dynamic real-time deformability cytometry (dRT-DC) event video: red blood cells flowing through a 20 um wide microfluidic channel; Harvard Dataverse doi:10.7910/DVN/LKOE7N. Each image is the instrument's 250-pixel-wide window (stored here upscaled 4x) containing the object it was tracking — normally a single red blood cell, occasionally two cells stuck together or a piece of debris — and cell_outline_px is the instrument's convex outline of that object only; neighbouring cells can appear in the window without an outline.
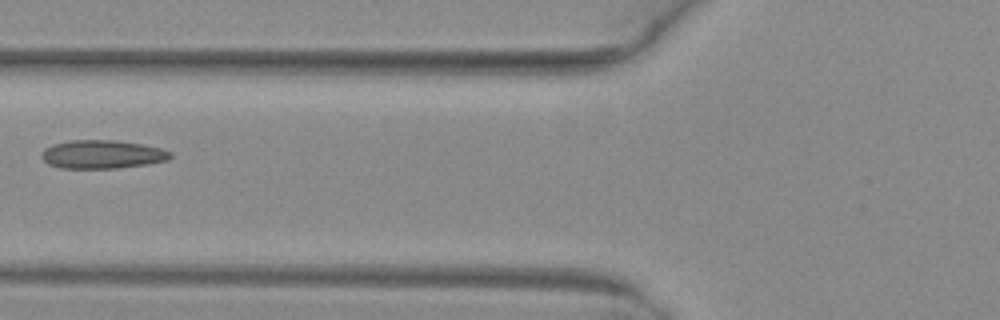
{"species": "common noctule bat (a hibernating species)", "species_latin": "Nyctalus noctula", "temperature_condition": "warm", "stored_images_in_passage": 5, "camera_frame_rate_fps": 3000, "um_per_image_px": 0.085, "animal": {"sex": "female", "body_mass_g": 29.2, "forearm_length_mm": 56.3}, "frame": {"image": 1, "passage_image": 4, "time_ms": 1.0, "image_size_px": [1000, 320], "cell_outline_px": [[172, 156], [168, 160], [148, 164], [116, 168], [60, 168], [48, 164], [40, 156], [44, 148], [52, 144], [72, 140], [116, 140], [140, 144], [160, 148], [172, 152]], "centroid_in_image_um": [8.67, 13.12], "position_along_channel_um": 117.1, "area_um2": 21.39}}
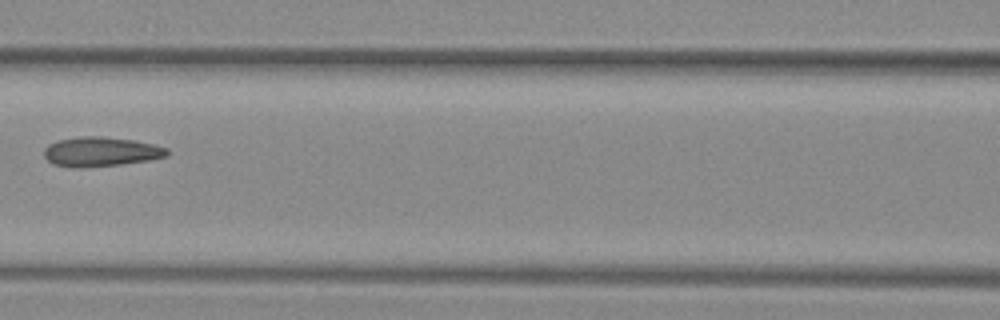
{"frame": {"image": 2, "passage_image": 5, "time_ms": 1.333, "image_size_px": [1000, 320], "cell_outline_px": [[168, 156], [148, 160], [120, 164], [76, 168], [72, 168], [52, 164], [44, 156], [44, 148], [48, 144], [56, 140], [80, 136], [100, 136], [132, 140], [152, 144], [168, 148]], "centroid_in_image_um": [8.52, 12.89], "position_along_channel_um": 158.1, "area_um2": 21.15}}